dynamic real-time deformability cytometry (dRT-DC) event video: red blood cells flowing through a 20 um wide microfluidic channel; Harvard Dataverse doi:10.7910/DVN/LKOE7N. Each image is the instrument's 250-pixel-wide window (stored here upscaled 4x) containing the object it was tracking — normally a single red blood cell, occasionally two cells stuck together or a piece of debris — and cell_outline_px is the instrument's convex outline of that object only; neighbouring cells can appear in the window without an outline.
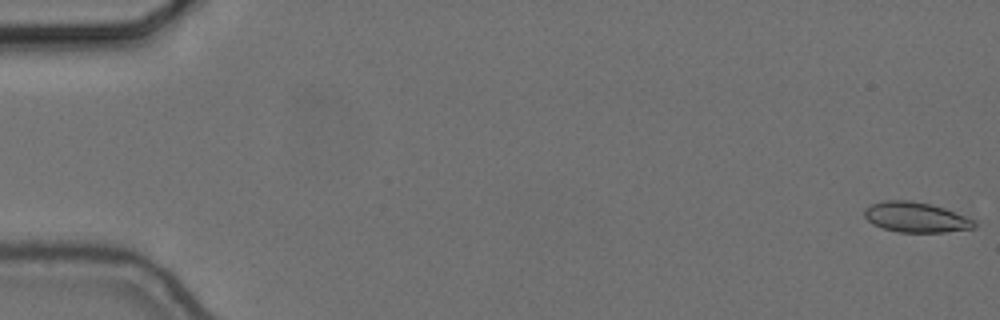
{"species": "common noctule bat (a hibernating species)", "species_latin": "Nyctalus noctula", "temperature_condition": "cold", "stored_images_in_passage": 57, "camera_frame_rate_fps": 3000, "um_per_image_px": 0.085, "animal": {"sex": "female", "body_mass_g": 24.6, "forearm_length_mm": 56.2}, "frame": {"image": 1, "passage_image": 1, "time_ms": 0.0, "image_size_px": [1000, 320], "cell_outline_px": [[976, 228], [944, 232], [896, 232], [872, 224], [864, 216], [864, 208], [872, 204], [884, 200], [908, 200], [928, 204], [944, 208], [976, 220]], "centroid_in_image_um": [77.85, 18.47], "position_along_channel_um": 7.2, "area_um2": 19.31}}
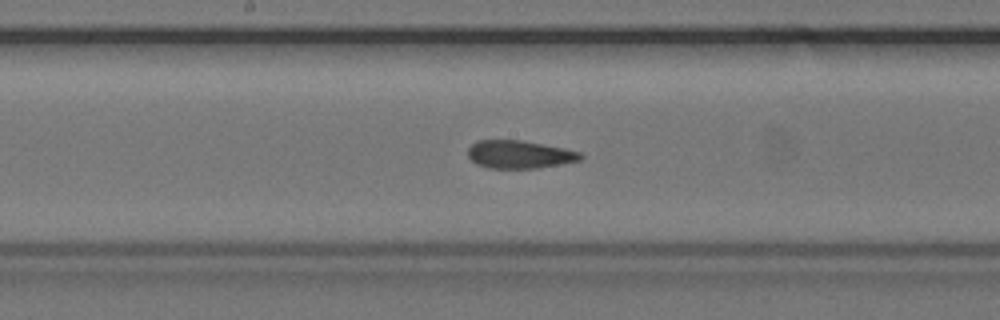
{"frame": {"image": 2, "passage_image": 30, "time_ms": 9.667, "image_size_px": [1000, 320], "cell_outline_px": [[584, 156], [580, 160], [560, 164], [536, 168], [488, 168], [476, 164], [468, 156], [468, 148], [476, 140], [524, 140], [564, 148], [580, 152]], "centroid_in_image_um": [44.14, 13.12], "position_along_channel_um": 204.1, "area_um2": 18.38}}
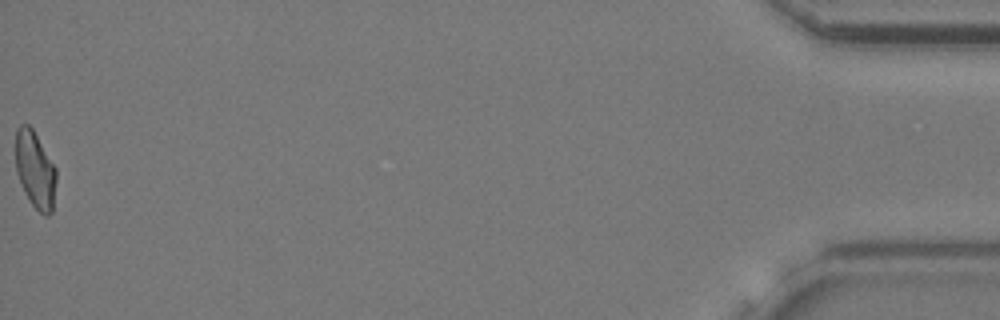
{"frame": {"image": 3, "passage_image": 57, "time_ms": 18.667, "image_size_px": [1000, 320], "cell_outline_px": [[56, 180], [52, 212], [48, 216], [44, 216], [32, 204], [24, 192], [16, 172], [16, 128], [20, 124], [28, 124], [32, 128], [56, 168]], "centroid_in_image_um": [2.98, 14.44], "position_along_channel_um": 432.2, "area_um2": 18.15}, "authors_computed_cell_mechanics": {"area_um2": 18.8428, "velocity_mm_per_s": 3.6521, "shape_relaxation_time_tau1_ms": null, "shape_relaxation_time_tau2_ms": 2.8285, "deformation_change_tau1": null, "deformation_change_tau2": 0.0958}}